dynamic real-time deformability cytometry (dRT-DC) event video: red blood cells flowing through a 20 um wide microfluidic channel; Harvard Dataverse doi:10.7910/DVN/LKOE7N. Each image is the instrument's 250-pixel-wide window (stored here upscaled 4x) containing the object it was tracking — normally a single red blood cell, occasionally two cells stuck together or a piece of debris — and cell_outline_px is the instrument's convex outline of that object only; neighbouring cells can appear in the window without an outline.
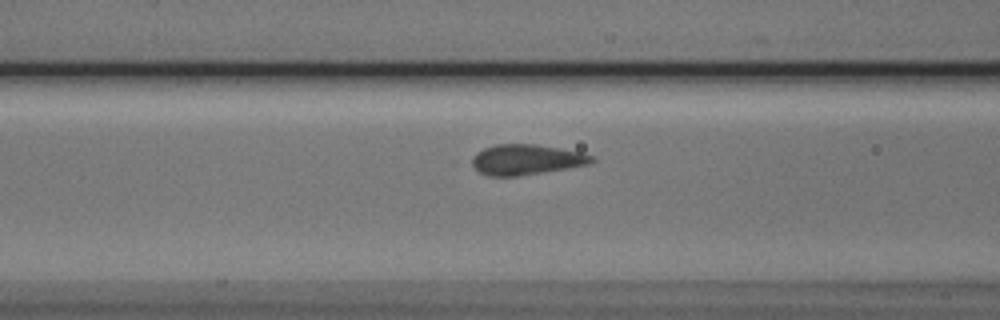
{"species": "Egyptian fruit bat (a non-hibernating species)", "species_latin": "Rousettus aegyptiacus", "temperature_condition": "cold", "stored_images_in_passage": 6, "camera_frame_rate_fps": 3000, "um_per_image_px": 0.085, "animal": {"sex": "male"}, "frame": {"image": 1, "passage_image": 5, "time_ms": 5.0, "image_size_px": [1000, 320], "cell_outline_px": [[596, 160], [588, 164], [568, 168], [516, 176], [488, 176], [480, 172], [472, 164], [472, 156], [476, 152], [484, 148], [496, 144], [536, 144], [580, 152], [592, 156]], "centroid_in_image_um": [44.71, 13.56], "position_along_channel_um": 121.9, "area_um2": 20.98}}